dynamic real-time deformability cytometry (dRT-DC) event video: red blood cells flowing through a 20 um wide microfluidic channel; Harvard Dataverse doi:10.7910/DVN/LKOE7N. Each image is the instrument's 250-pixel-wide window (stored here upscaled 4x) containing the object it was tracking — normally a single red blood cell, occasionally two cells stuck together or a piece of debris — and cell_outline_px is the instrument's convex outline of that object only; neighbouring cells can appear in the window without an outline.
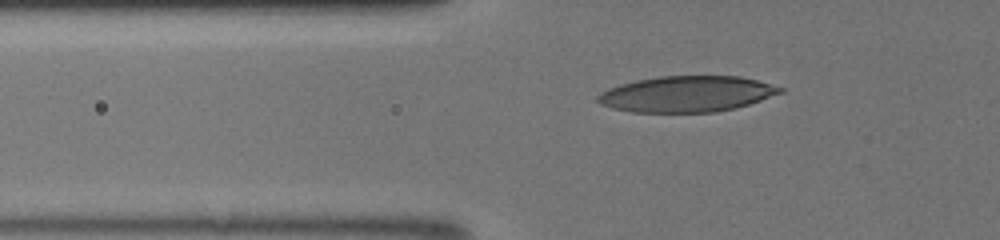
{"species": "human", "species_latin": "Homo sapiens", "temperature_condition": "room temperature", "stored_images_in_passage": 35, "camera_frame_rate_fps": 3000, "um_per_image_px": 0.085, "donor": {"sex": "male"}, "frame": {"image": 1, "passage_image": 7, "time_ms": 2.0, "image_size_px": [1000, 240], "cell_outline_px": [[784, 92], [736, 108], [716, 112], [632, 112], [612, 108], [600, 104], [596, 100], [596, 96], [608, 88], [620, 84], [636, 80], [660, 76], [740, 76], [756, 80], [784, 88]], "centroid_in_image_um": [58.36, 7.99], "position_along_channel_um": 67.4, "area_um2": 38.21}}
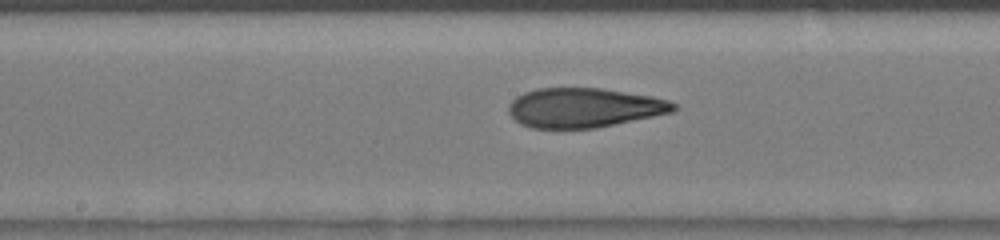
{"frame": {"image": 2, "passage_image": 16, "time_ms": 5.0, "image_size_px": [1000, 240], "cell_outline_px": [[676, 108], [672, 112], [596, 128], [532, 128], [520, 124], [508, 112], [508, 104], [516, 96], [524, 92], [536, 88], [600, 88], [652, 96], [668, 100], [676, 104]], "centroid_in_image_um": [49.61, 9.15], "position_along_channel_um": 198.6, "area_um2": 37.92}}
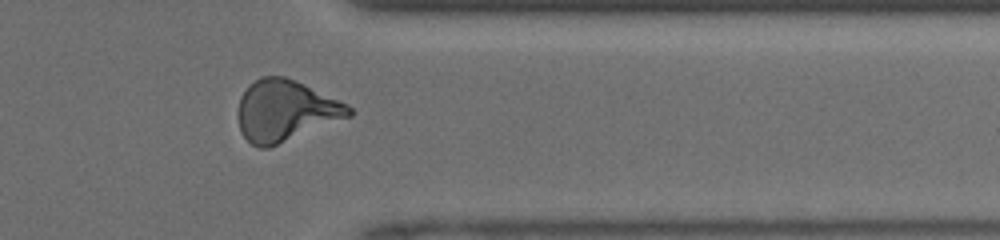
{"frame": {"image": 3, "passage_image": 28, "time_ms": 9.0, "image_size_px": [1000, 240], "cell_outline_px": [[352, 116], [268, 148], [260, 148], [252, 144], [240, 132], [236, 112], [240, 96], [260, 76], [284, 76], [296, 80], [348, 104], [352, 108]], "centroid_in_image_um": [24.25, 9.41], "position_along_channel_um": 387.1, "area_um2": 39.59}}